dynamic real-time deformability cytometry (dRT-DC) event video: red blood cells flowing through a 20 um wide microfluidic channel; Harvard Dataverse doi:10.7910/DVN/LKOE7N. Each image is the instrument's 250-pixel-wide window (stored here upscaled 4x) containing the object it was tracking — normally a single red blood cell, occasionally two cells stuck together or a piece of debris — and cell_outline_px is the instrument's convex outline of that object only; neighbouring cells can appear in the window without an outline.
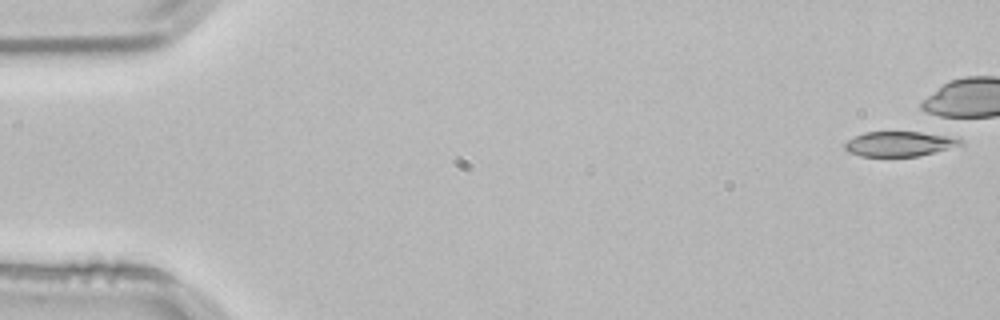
{"species": "common noctule bat (a hibernating species)", "species_latin": "Nyctalus noctula", "temperature_condition": "room temperature", "stored_images_in_passage": 5, "camera_frame_rate_fps": 3000, "um_per_image_px": 0.085, "animal": {"sex": "male", "body_mass_g": 21.5, "forearm_length_mm": 52.0}, "frame": {"image": 1, "passage_image": 1, "time_ms": 0.0, "image_size_px": [1000, 320], "cell_outline_px": [[964, 144], [920, 156], [860, 156], [848, 152], [844, 148], [844, 144], [848, 140], [864, 132], [920, 132], [944, 136], [964, 140]], "centroid_in_image_um": [76.42, 12.24], "position_along_channel_um": 8.6, "area_um2": 16.59}}